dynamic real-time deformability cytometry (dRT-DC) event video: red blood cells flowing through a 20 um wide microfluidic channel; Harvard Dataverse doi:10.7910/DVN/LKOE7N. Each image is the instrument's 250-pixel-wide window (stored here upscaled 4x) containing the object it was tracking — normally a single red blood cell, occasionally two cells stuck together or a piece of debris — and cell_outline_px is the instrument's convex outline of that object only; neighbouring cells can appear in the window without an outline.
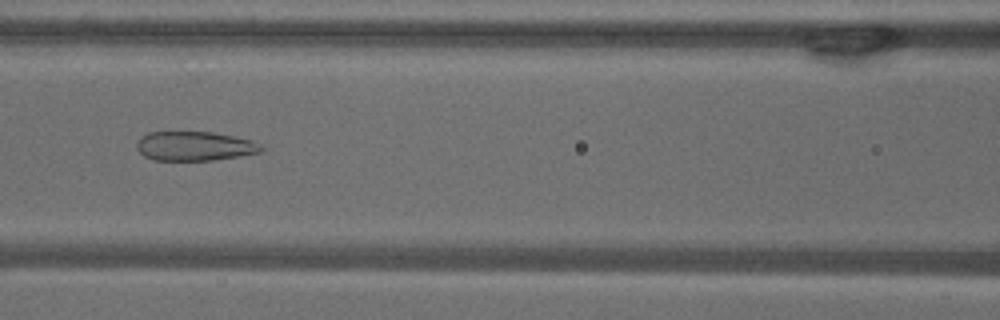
{"species": "common noctule bat (a hibernating species)", "species_latin": "Nyctalus noctula", "temperature_condition": "warm", "stored_images_in_passage": 39, "camera_frame_rate_fps": 3000, "um_per_image_px": 0.085, "animal": {"sex": "male", "body_mass_g": 18.8}, "frame": {"image": 1, "passage_image": 9, "time_ms": 2.667, "image_size_px": [1000, 320], "cell_outline_px": [[264, 148], [260, 152], [212, 160], [152, 160], [144, 156], [136, 148], [136, 144], [148, 132], [212, 132], [252, 140], [264, 144]], "centroid_in_image_um": [16.56, 12.42], "position_along_channel_um": 150.0, "area_um2": 21.1}}
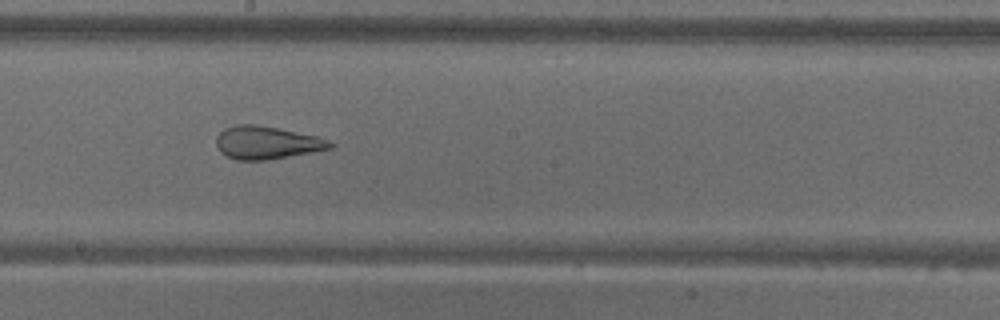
{"frame": {"image": 2, "passage_image": 15, "time_ms": 4.667, "image_size_px": [1000, 320], "cell_outline_px": [[336, 144], [332, 148], [264, 160], [236, 160], [220, 152], [216, 144], [216, 136], [224, 128], [236, 124], [256, 124], [316, 136]], "centroid_in_image_um": [22.62, 12.12], "position_along_channel_um": 225.6, "area_um2": 21.5}}
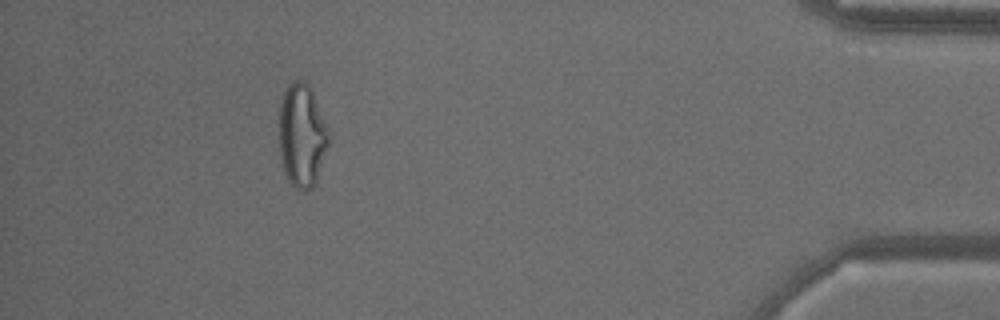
{"frame": {"image": 3, "passage_image": 34, "time_ms": 11.0, "image_size_px": [1000, 320], "cell_outline_px": [[332, 132], [328, 148], [316, 180], [312, 188], [304, 192], [296, 188], [288, 180], [284, 172], [280, 156], [280, 104], [284, 92], [288, 84], [292, 80], [308, 80], [312, 88]], "centroid_in_image_um": [25.72, 11.46], "position_along_channel_um": 409.5, "area_um2": 30.69}, "authors_computed_cell_mechanics": {"area_um2": 26.4146, "velocity_mm_per_s": 3.7779, "shape_relaxation_time_tau1_ms": null, "shape_relaxation_time_tau2_ms": 1.2061, "deformation_change_tau1": null, "deformation_change_tau2": 0.1056}}